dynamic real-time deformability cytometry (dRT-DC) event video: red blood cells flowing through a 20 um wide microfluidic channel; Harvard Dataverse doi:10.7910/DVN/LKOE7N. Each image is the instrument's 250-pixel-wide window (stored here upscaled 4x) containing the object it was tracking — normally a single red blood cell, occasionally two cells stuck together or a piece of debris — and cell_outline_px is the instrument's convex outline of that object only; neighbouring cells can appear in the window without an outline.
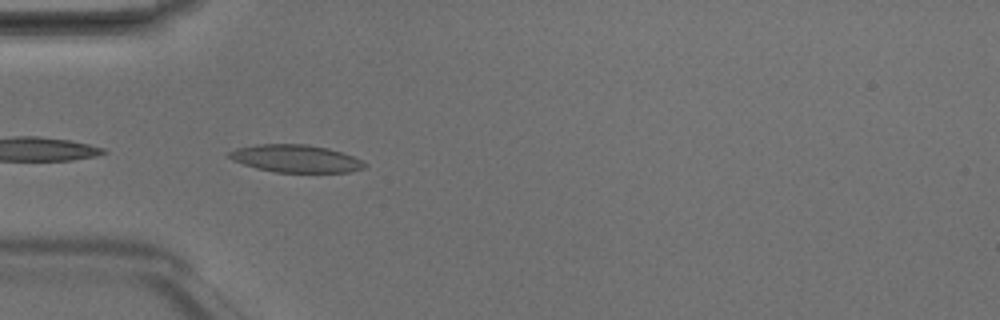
{"species": "Egyptian fruit bat (a non-hibernating species)", "species_latin": "Rousettus aegyptiacus", "temperature_condition": "room temperature", "stored_images_in_passage": 7, "camera_frame_rate_fps": 3000, "um_per_image_px": 0.085, "animal": {"sex": "male"}, "frame": {"image": 1, "passage_image": 5, "time_ms": 1.333, "image_size_px": [1000, 320], "cell_outline_px": [[368, 164], [364, 168], [348, 172], [276, 172], [256, 168], [232, 160], [228, 156], [228, 152], [236, 148], [256, 144], [304, 144], [328, 148], [352, 156]], "centroid_in_image_um": [25.11, 13.47], "position_along_channel_um": 59.9, "area_um2": 21.62}}